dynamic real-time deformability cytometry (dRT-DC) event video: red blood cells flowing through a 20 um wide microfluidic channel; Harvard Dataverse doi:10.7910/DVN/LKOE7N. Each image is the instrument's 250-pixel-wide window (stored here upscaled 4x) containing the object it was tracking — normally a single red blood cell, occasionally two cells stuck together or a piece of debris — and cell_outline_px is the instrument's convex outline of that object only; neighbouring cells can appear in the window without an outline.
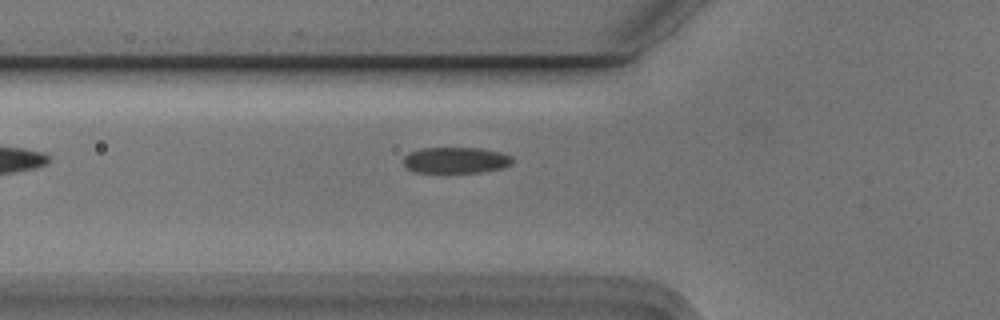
{"species": "Egyptian fruit bat (a non-hibernating species)", "species_latin": "Rousettus aegyptiacus", "temperature_condition": "cold", "stored_images_in_passage": 2, "camera_frame_rate_fps": 3000, "um_per_image_px": 0.085, "animal": {"sex": "male"}, "frame": {"image": 1, "passage_image": 2, "time_ms": 0.333, "image_size_px": [1000, 320], "cell_outline_px": [[512, 164], [500, 168], [480, 172], [412, 172], [404, 164], [404, 156], [408, 152], [420, 148], [480, 148], [500, 152], [512, 156]], "centroid_in_image_um": [38.71, 13.61], "position_along_channel_um": 87.1, "area_um2": 16.53}}